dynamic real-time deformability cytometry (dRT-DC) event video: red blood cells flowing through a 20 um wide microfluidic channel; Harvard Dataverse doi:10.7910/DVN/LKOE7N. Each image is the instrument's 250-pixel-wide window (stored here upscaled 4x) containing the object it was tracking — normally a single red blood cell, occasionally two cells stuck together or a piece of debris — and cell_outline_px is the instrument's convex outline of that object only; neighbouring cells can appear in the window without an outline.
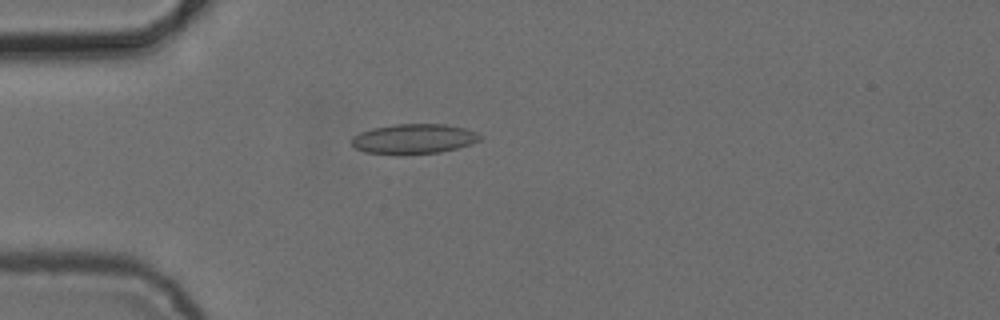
{"species": "common noctule bat (a hibernating species)", "species_latin": "Nyctalus noctula", "temperature_condition": "cold", "stored_images_in_passage": 5, "camera_frame_rate_fps": 3000, "um_per_image_px": 0.085, "animal": {"sex": "female", "body_mass_g": 24.6, "forearm_length_mm": 56.2}, "frame": {"image": 1, "passage_image": 4, "time_ms": 3.667, "image_size_px": [1000, 320], "cell_outline_px": [[484, 136], [480, 140], [472, 144], [440, 152], [404, 156], [396, 156], [364, 152], [356, 148], [352, 144], [352, 140], [360, 132], [372, 128], [396, 124], [444, 124], [464, 128], [476, 132]], "centroid_in_image_um": [35.18, 11.83], "position_along_channel_um": 49.8, "area_um2": 22.77}}